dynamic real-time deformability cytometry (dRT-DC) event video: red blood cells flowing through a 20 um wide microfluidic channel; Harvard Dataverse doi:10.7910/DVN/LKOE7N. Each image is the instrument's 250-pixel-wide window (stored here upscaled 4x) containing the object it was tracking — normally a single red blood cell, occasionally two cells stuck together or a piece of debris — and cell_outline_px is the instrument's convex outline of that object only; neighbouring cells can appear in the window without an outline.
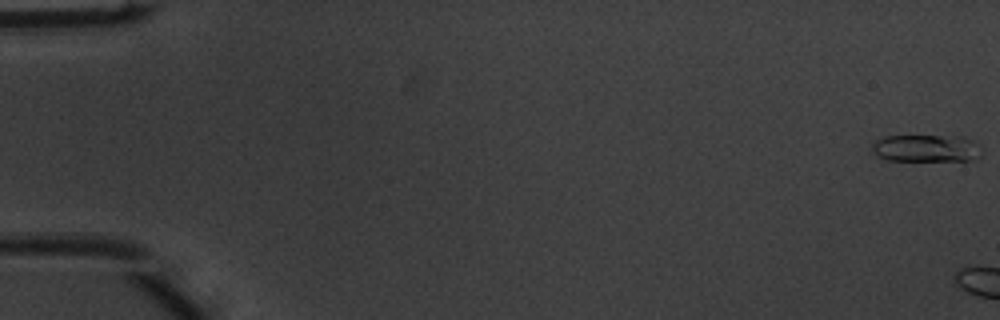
{"species": "common noctule bat (a hibernating species)", "species_latin": "Nyctalus noctula", "temperature_condition": "warm", "stored_images_in_passage": 5, "camera_frame_rate_fps": 3000, "um_per_image_px": 0.085, "animal": {"sex": "male", "body_mass_g": 20.1, "forearm_length_mm": 53.5}, "frame": {"image": 1, "passage_image": 1, "time_ms": 0.0, "image_size_px": [1000, 320], "cell_outline_px": [[980, 156], [976, 160], [888, 160], [876, 156], [872, 152], [872, 144], [876, 140], [884, 136], [964, 136], [972, 140]], "centroid_in_image_um": [78.65, 12.6], "position_along_channel_um": 6.3, "area_um2": 17.22}}